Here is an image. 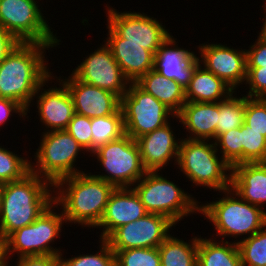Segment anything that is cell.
<instances>
[{"mask_svg":"<svg viewBox=\"0 0 266 266\" xmlns=\"http://www.w3.org/2000/svg\"><path fill=\"white\" fill-rule=\"evenodd\" d=\"M44 43H19L0 63V97L21 104L28 112L38 88L52 75L47 68Z\"/></svg>","mask_w":266,"mask_h":266,"instance_id":"6da1fadb","label":"cell"},{"mask_svg":"<svg viewBox=\"0 0 266 266\" xmlns=\"http://www.w3.org/2000/svg\"><path fill=\"white\" fill-rule=\"evenodd\" d=\"M245 95L234 97L231 93L226 99L219 102L218 124L216 138L231 129H237L244 124Z\"/></svg>","mask_w":266,"mask_h":266,"instance_id":"f1b7e54d","label":"cell"},{"mask_svg":"<svg viewBox=\"0 0 266 266\" xmlns=\"http://www.w3.org/2000/svg\"><path fill=\"white\" fill-rule=\"evenodd\" d=\"M20 42L0 27V63Z\"/></svg>","mask_w":266,"mask_h":266,"instance_id":"b9f144b4","label":"cell"},{"mask_svg":"<svg viewBox=\"0 0 266 266\" xmlns=\"http://www.w3.org/2000/svg\"><path fill=\"white\" fill-rule=\"evenodd\" d=\"M218 115L219 102L186 101L176 118L191 133L187 139L215 140Z\"/></svg>","mask_w":266,"mask_h":266,"instance_id":"7402d4cb","label":"cell"},{"mask_svg":"<svg viewBox=\"0 0 266 266\" xmlns=\"http://www.w3.org/2000/svg\"><path fill=\"white\" fill-rule=\"evenodd\" d=\"M18 114L19 116L26 117L27 110L19 103L8 98L0 97V126L12 116L11 113Z\"/></svg>","mask_w":266,"mask_h":266,"instance_id":"ab89813d","label":"cell"},{"mask_svg":"<svg viewBox=\"0 0 266 266\" xmlns=\"http://www.w3.org/2000/svg\"><path fill=\"white\" fill-rule=\"evenodd\" d=\"M231 189L244 201L262 209L266 203V162L234 165L231 170Z\"/></svg>","mask_w":266,"mask_h":266,"instance_id":"603a6c76","label":"cell"},{"mask_svg":"<svg viewBox=\"0 0 266 266\" xmlns=\"http://www.w3.org/2000/svg\"><path fill=\"white\" fill-rule=\"evenodd\" d=\"M175 40L173 36H169L161 44L154 55L153 69L162 76L174 80L183 88H186L190 83L195 68L200 63V59L194 52L175 45Z\"/></svg>","mask_w":266,"mask_h":266,"instance_id":"ac0fdd59","label":"cell"},{"mask_svg":"<svg viewBox=\"0 0 266 266\" xmlns=\"http://www.w3.org/2000/svg\"><path fill=\"white\" fill-rule=\"evenodd\" d=\"M146 214L148 213L143 203L132 187L115 188L96 226L103 228L100 238L105 240L115 229L134 222Z\"/></svg>","mask_w":266,"mask_h":266,"instance_id":"e0dca14e","label":"cell"},{"mask_svg":"<svg viewBox=\"0 0 266 266\" xmlns=\"http://www.w3.org/2000/svg\"><path fill=\"white\" fill-rule=\"evenodd\" d=\"M8 259L5 257L4 252L0 255V266H9L7 261Z\"/></svg>","mask_w":266,"mask_h":266,"instance_id":"ee69618b","label":"cell"},{"mask_svg":"<svg viewBox=\"0 0 266 266\" xmlns=\"http://www.w3.org/2000/svg\"><path fill=\"white\" fill-rule=\"evenodd\" d=\"M108 23L121 38L123 43L142 45L154 55L161 44L171 36L167 29L155 18L140 12H117L108 7Z\"/></svg>","mask_w":266,"mask_h":266,"instance_id":"4fadbf2b","label":"cell"},{"mask_svg":"<svg viewBox=\"0 0 266 266\" xmlns=\"http://www.w3.org/2000/svg\"><path fill=\"white\" fill-rule=\"evenodd\" d=\"M125 133L134 140L169 123L175 114L152 94L145 92L135 82L121 98Z\"/></svg>","mask_w":266,"mask_h":266,"instance_id":"8fae6325","label":"cell"},{"mask_svg":"<svg viewBox=\"0 0 266 266\" xmlns=\"http://www.w3.org/2000/svg\"><path fill=\"white\" fill-rule=\"evenodd\" d=\"M35 0H0V27L20 43L59 45Z\"/></svg>","mask_w":266,"mask_h":266,"instance_id":"30bf717a","label":"cell"},{"mask_svg":"<svg viewBox=\"0 0 266 266\" xmlns=\"http://www.w3.org/2000/svg\"><path fill=\"white\" fill-rule=\"evenodd\" d=\"M219 146L221 157L231 166L241 164V127L220 134L215 141Z\"/></svg>","mask_w":266,"mask_h":266,"instance_id":"e575fe53","label":"cell"},{"mask_svg":"<svg viewBox=\"0 0 266 266\" xmlns=\"http://www.w3.org/2000/svg\"><path fill=\"white\" fill-rule=\"evenodd\" d=\"M247 67H266V40L258 36L257 41L246 50Z\"/></svg>","mask_w":266,"mask_h":266,"instance_id":"f35d334b","label":"cell"},{"mask_svg":"<svg viewBox=\"0 0 266 266\" xmlns=\"http://www.w3.org/2000/svg\"><path fill=\"white\" fill-rule=\"evenodd\" d=\"M65 130L71 134L85 151L92 153L91 118L75 113Z\"/></svg>","mask_w":266,"mask_h":266,"instance_id":"8d00e7d4","label":"cell"},{"mask_svg":"<svg viewBox=\"0 0 266 266\" xmlns=\"http://www.w3.org/2000/svg\"><path fill=\"white\" fill-rule=\"evenodd\" d=\"M243 239V240H242ZM236 242L243 266H266V226Z\"/></svg>","mask_w":266,"mask_h":266,"instance_id":"f546056e","label":"cell"},{"mask_svg":"<svg viewBox=\"0 0 266 266\" xmlns=\"http://www.w3.org/2000/svg\"><path fill=\"white\" fill-rule=\"evenodd\" d=\"M3 187H4V183L0 182V203H1V196H2Z\"/></svg>","mask_w":266,"mask_h":266,"instance_id":"f6af8a7d","label":"cell"},{"mask_svg":"<svg viewBox=\"0 0 266 266\" xmlns=\"http://www.w3.org/2000/svg\"><path fill=\"white\" fill-rule=\"evenodd\" d=\"M171 129L169 122L163 127L136 139L141 162L147 172H159L173 158L177 164L180 140L179 142L175 140L176 137H174Z\"/></svg>","mask_w":266,"mask_h":266,"instance_id":"ffe728a7","label":"cell"},{"mask_svg":"<svg viewBox=\"0 0 266 266\" xmlns=\"http://www.w3.org/2000/svg\"><path fill=\"white\" fill-rule=\"evenodd\" d=\"M54 204V206H53ZM58 207L53 202L42 214L28 226L17 229L3 241L4 255L8 259L16 252L18 258L25 256H59L62 252L54 249L50 242L60 236L61 227L66 220L63 212H53ZM8 256V257H7Z\"/></svg>","mask_w":266,"mask_h":266,"instance_id":"52a82bcc","label":"cell"},{"mask_svg":"<svg viewBox=\"0 0 266 266\" xmlns=\"http://www.w3.org/2000/svg\"><path fill=\"white\" fill-rule=\"evenodd\" d=\"M31 172V162L0 146V182L8 183L24 178Z\"/></svg>","mask_w":266,"mask_h":266,"instance_id":"1f68e13d","label":"cell"},{"mask_svg":"<svg viewBox=\"0 0 266 266\" xmlns=\"http://www.w3.org/2000/svg\"><path fill=\"white\" fill-rule=\"evenodd\" d=\"M209 140L180 139L177 165L196 186L222 192L231 188V166ZM229 172L228 174L226 172Z\"/></svg>","mask_w":266,"mask_h":266,"instance_id":"277c9868","label":"cell"},{"mask_svg":"<svg viewBox=\"0 0 266 266\" xmlns=\"http://www.w3.org/2000/svg\"><path fill=\"white\" fill-rule=\"evenodd\" d=\"M245 82L250 89L245 96L266 99V67H247Z\"/></svg>","mask_w":266,"mask_h":266,"instance_id":"74e56055","label":"cell"},{"mask_svg":"<svg viewBox=\"0 0 266 266\" xmlns=\"http://www.w3.org/2000/svg\"><path fill=\"white\" fill-rule=\"evenodd\" d=\"M149 171L132 187L147 213L159 214L177 224L183 217L199 212L198 201L172 181Z\"/></svg>","mask_w":266,"mask_h":266,"instance_id":"8992f818","label":"cell"},{"mask_svg":"<svg viewBox=\"0 0 266 266\" xmlns=\"http://www.w3.org/2000/svg\"><path fill=\"white\" fill-rule=\"evenodd\" d=\"M18 259L17 266H61L59 256H25Z\"/></svg>","mask_w":266,"mask_h":266,"instance_id":"60d3db41","label":"cell"},{"mask_svg":"<svg viewBox=\"0 0 266 266\" xmlns=\"http://www.w3.org/2000/svg\"><path fill=\"white\" fill-rule=\"evenodd\" d=\"M234 91L222 79L218 78L199 63L195 68L189 85L185 88L186 101L220 102ZM226 94V95H225Z\"/></svg>","mask_w":266,"mask_h":266,"instance_id":"cb8c5ba5","label":"cell"},{"mask_svg":"<svg viewBox=\"0 0 266 266\" xmlns=\"http://www.w3.org/2000/svg\"><path fill=\"white\" fill-rule=\"evenodd\" d=\"M77 66L72 74L81 82L110 91L120 99L128 90L130 81L124 76L106 43Z\"/></svg>","mask_w":266,"mask_h":266,"instance_id":"5bb4252c","label":"cell"},{"mask_svg":"<svg viewBox=\"0 0 266 266\" xmlns=\"http://www.w3.org/2000/svg\"><path fill=\"white\" fill-rule=\"evenodd\" d=\"M244 123L266 137V99L245 96Z\"/></svg>","mask_w":266,"mask_h":266,"instance_id":"d590c367","label":"cell"},{"mask_svg":"<svg viewBox=\"0 0 266 266\" xmlns=\"http://www.w3.org/2000/svg\"><path fill=\"white\" fill-rule=\"evenodd\" d=\"M101 241L100 252L90 255H79L76 257L63 259L59 255L61 266H116V257L109 244L103 240Z\"/></svg>","mask_w":266,"mask_h":266,"instance_id":"836d02e7","label":"cell"},{"mask_svg":"<svg viewBox=\"0 0 266 266\" xmlns=\"http://www.w3.org/2000/svg\"><path fill=\"white\" fill-rule=\"evenodd\" d=\"M92 152L125 134L121 107L112 115L91 118Z\"/></svg>","mask_w":266,"mask_h":266,"instance_id":"83f0119b","label":"cell"},{"mask_svg":"<svg viewBox=\"0 0 266 266\" xmlns=\"http://www.w3.org/2000/svg\"><path fill=\"white\" fill-rule=\"evenodd\" d=\"M53 186L32 172L20 180L4 184L0 203L1 241L17 229L32 224L54 202Z\"/></svg>","mask_w":266,"mask_h":266,"instance_id":"3957f363","label":"cell"},{"mask_svg":"<svg viewBox=\"0 0 266 266\" xmlns=\"http://www.w3.org/2000/svg\"><path fill=\"white\" fill-rule=\"evenodd\" d=\"M135 83L167 106L175 116L186 103L185 88L176 81L162 76L154 69L140 77Z\"/></svg>","mask_w":266,"mask_h":266,"instance_id":"d4e9b609","label":"cell"},{"mask_svg":"<svg viewBox=\"0 0 266 266\" xmlns=\"http://www.w3.org/2000/svg\"><path fill=\"white\" fill-rule=\"evenodd\" d=\"M222 192L225 195L218 201L199 206V213L213 222L216 236H222L223 241L225 236L236 238L248 234L250 237L266 226L265 210L244 201L231 188Z\"/></svg>","mask_w":266,"mask_h":266,"instance_id":"5b68a950","label":"cell"},{"mask_svg":"<svg viewBox=\"0 0 266 266\" xmlns=\"http://www.w3.org/2000/svg\"><path fill=\"white\" fill-rule=\"evenodd\" d=\"M4 252L3 241L0 240V255Z\"/></svg>","mask_w":266,"mask_h":266,"instance_id":"bcb514c9","label":"cell"},{"mask_svg":"<svg viewBox=\"0 0 266 266\" xmlns=\"http://www.w3.org/2000/svg\"><path fill=\"white\" fill-rule=\"evenodd\" d=\"M256 162H266V137L244 123L241 126V163Z\"/></svg>","mask_w":266,"mask_h":266,"instance_id":"4dcf8cb0","label":"cell"},{"mask_svg":"<svg viewBox=\"0 0 266 266\" xmlns=\"http://www.w3.org/2000/svg\"><path fill=\"white\" fill-rule=\"evenodd\" d=\"M107 174L95 175L116 188L132 187L147 172L141 162L136 140L128 134L98 147L92 152Z\"/></svg>","mask_w":266,"mask_h":266,"instance_id":"ba28073f","label":"cell"},{"mask_svg":"<svg viewBox=\"0 0 266 266\" xmlns=\"http://www.w3.org/2000/svg\"><path fill=\"white\" fill-rule=\"evenodd\" d=\"M263 6H265L264 9L266 11V3ZM264 21L265 22H263V26L261 28V32L259 33V36H261L263 39L266 40V19Z\"/></svg>","mask_w":266,"mask_h":266,"instance_id":"7bdbcfd3","label":"cell"},{"mask_svg":"<svg viewBox=\"0 0 266 266\" xmlns=\"http://www.w3.org/2000/svg\"><path fill=\"white\" fill-rule=\"evenodd\" d=\"M199 237L197 266H243L237 243Z\"/></svg>","mask_w":266,"mask_h":266,"instance_id":"484cf974","label":"cell"},{"mask_svg":"<svg viewBox=\"0 0 266 266\" xmlns=\"http://www.w3.org/2000/svg\"><path fill=\"white\" fill-rule=\"evenodd\" d=\"M198 242V237L187 243L169 235L158 247L161 266H197Z\"/></svg>","mask_w":266,"mask_h":266,"instance_id":"4316f807","label":"cell"},{"mask_svg":"<svg viewBox=\"0 0 266 266\" xmlns=\"http://www.w3.org/2000/svg\"><path fill=\"white\" fill-rule=\"evenodd\" d=\"M108 38L104 41L111 49L114 59L120 66L124 76L130 82H136L140 77L154 67V54L134 43H123L121 38L109 25Z\"/></svg>","mask_w":266,"mask_h":266,"instance_id":"44dd1931","label":"cell"},{"mask_svg":"<svg viewBox=\"0 0 266 266\" xmlns=\"http://www.w3.org/2000/svg\"><path fill=\"white\" fill-rule=\"evenodd\" d=\"M55 188L56 191H52L58 193L54 196V202L63 206L61 212L66 222L95 228L116 187L93 174L81 172L59 179L52 189Z\"/></svg>","mask_w":266,"mask_h":266,"instance_id":"7a4b0ae2","label":"cell"},{"mask_svg":"<svg viewBox=\"0 0 266 266\" xmlns=\"http://www.w3.org/2000/svg\"><path fill=\"white\" fill-rule=\"evenodd\" d=\"M50 76L37 90V108L40 116V122L45 124V127L50 128L51 131L65 130L75 114L74 105L70 93L66 85L59 81L61 87H52L47 90L42 87L45 86ZM42 88V89H41ZM40 90L41 94L39 93ZM39 93V94H38Z\"/></svg>","mask_w":266,"mask_h":266,"instance_id":"d6986e66","label":"cell"},{"mask_svg":"<svg viewBox=\"0 0 266 266\" xmlns=\"http://www.w3.org/2000/svg\"><path fill=\"white\" fill-rule=\"evenodd\" d=\"M36 151V165L31 172L47 179L53 185L61 178L83 171L74 166L79 152L84 148L66 130L43 132ZM75 168V169H74Z\"/></svg>","mask_w":266,"mask_h":266,"instance_id":"9c48e42d","label":"cell"},{"mask_svg":"<svg viewBox=\"0 0 266 266\" xmlns=\"http://www.w3.org/2000/svg\"><path fill=\"white\" fill-rule=\"evenodd\" d=\"M60 81L66 85L78 115L104 117L114 114L121 107V99L116 94L81 82L73 74Z\"/></svg>","mask_w":266,"mask_h":266,"instance_id":"2e32d148","label":"cell"},{"mask_svg":"<svg viewBox=\"0 0 266 266\" xmlns=\"http://www.w3.org/2000/svg\"><path fill=\"white\" fill-rule=\"evenodd\" d=\"M203 67L222 79L233 90L246 81V51L230 48L222 44L199 46Z\"/></svg>","mask_w":266,"mask_h":266,"instance_id":"9a60e30c","label":"cell"},{"mask_svg":"<svg viewBox=\"0 0 266 266\" xmlns=\"http://www.w3.org/2000/svg\"><path fill=\"white\" fill-rule=\"evenodd\" d=\"M113 252L116 257V266H161L158 247L133 248Z\"/></svg>","mask_w":266,"mask_h":266,"instance_id":"d6a6232c","label":"cell"},{"mask_svg":"<svg viewBox=\"0 0 266 266\" xmlns=\"http://www.w3.org/2000/svg\"><path fill=\"white\" fill-rule=\"evenodd\" d=\"M175 224L167 217L148 213L115 229L105 241L113 251L133 248H156L170 235Z\"/></svg>","mask_w":266,"mask_h":266,"instance_id":"7c38bea8","label":"cell"}]
</instances>
